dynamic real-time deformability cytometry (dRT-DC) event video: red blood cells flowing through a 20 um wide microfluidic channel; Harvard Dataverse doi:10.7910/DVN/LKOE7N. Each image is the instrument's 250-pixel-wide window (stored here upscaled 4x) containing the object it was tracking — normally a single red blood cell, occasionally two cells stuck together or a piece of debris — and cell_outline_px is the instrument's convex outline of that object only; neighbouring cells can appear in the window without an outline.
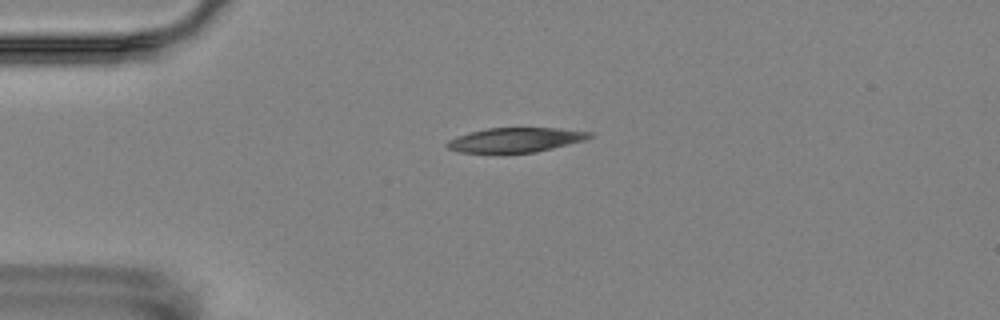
{"species": "Egyptian fruit bat (a non-hibernating species)", "species_latin": "Rousettus aegyptiacus", "temperature_condition": "room temperature", "stored_images_in_passage": 2, "camera_frame_rate_fps": 3000, "um_per_image_px": 0.085, "animal": {"sex": "female"}, "frame": {"image": 1, "passage_image": 2, "time_ms": 2.0, "image_size_px": [1000, 320], "cell_outline_px": [[592, 136], [584, 140], [536, 152], [504, 156], [460, 152], [448, 148], [444, 144], [448, 140], [456, 136], [468, 132], [488, 128], [556, 128], [592, 132]], "centroid_in_image_um": [43.71, 11.94], "position_along_channel_um": 41.3, "area_um2": 21.21}}